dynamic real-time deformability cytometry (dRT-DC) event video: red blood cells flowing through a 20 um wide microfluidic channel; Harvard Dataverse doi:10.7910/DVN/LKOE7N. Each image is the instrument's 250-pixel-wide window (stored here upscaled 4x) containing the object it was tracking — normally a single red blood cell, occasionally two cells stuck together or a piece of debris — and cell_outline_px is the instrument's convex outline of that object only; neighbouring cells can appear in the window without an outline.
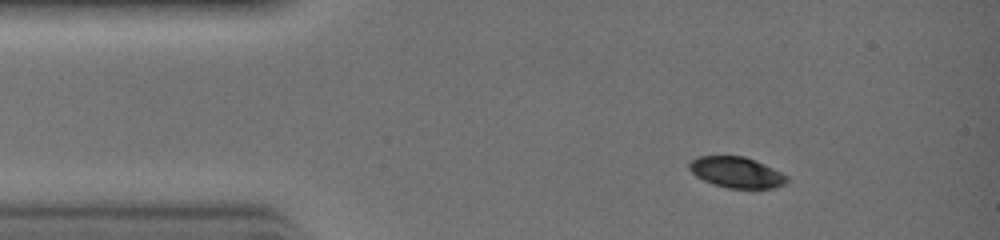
{"species": "common noctule bat (a hibernating species)", "species_latin": "Nyctalus noctula", "temperature_condition": "warm", "stored_images_in_passage": 29, "camera_frame_rate_fps": 3000, "um_per_image_px": 0.085, "animal": {"sex": "female", "body_mass_g": 19.0, "forearm_length_mm": 51.5}, "frame": {"image": 1, "passage_image": 4, "time_ms": 1.0, "image_size_px": [1000, 240], "cell_outline_px": [[788, 180], [784, 184], [772, 188], [728, 188], [712, 184], [696, 176], [688, 168], [688, 164], [696, 156], [744, 156], [772, 168], [788, 176]], "centroid_in_image_um": [62.57, 14.65], "position_along_channel_um": 22.4, "area_um2": 17.4}}
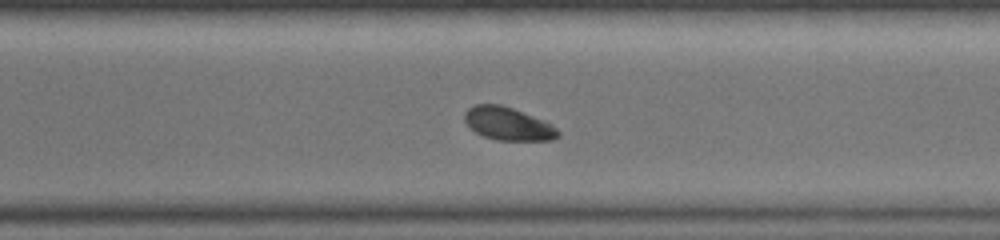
{"frame": {"image": 2, "passage_image": 22, "time_ms": 7.0, "image_size_px": [1000, 240], "cell_outline_px": [[560, 136], [552, 140], [496, 140], [484, 136], [476, 132], [464, 120], [464, 112], [468, 108], [476, 104], [500, 104], [512, 108], [544, 120], [552, 124], [560, 132]], "centroid_in_image_um": [43.2, 10.52], "position_along_channel_um": 327.4, "area_um2": 17.92}}
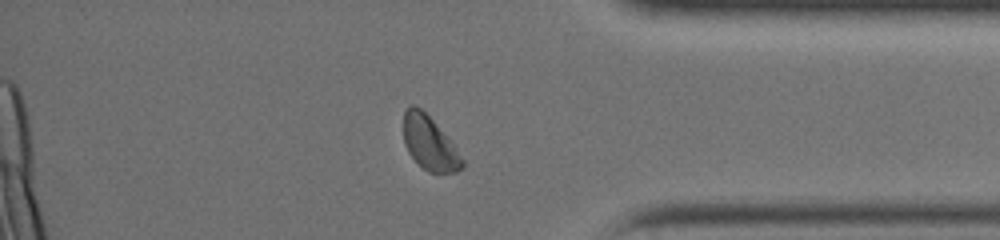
{"frame": {"image": 3, "passage_image": 26, "time_ms": 8.333, "image_size_px": [1000, 240], "cell_outline_px": [[464, 168], [456, 172], [428, 172], [408, 152], [404, 144], [404, 112], [412, 104], [420, 108], [432, 120], [452, 144], [464, 160]], "centroid_in_image_um": [36.5, 12.19], "position_along_channel_um": 398.7, "area_um2": 17.8}}